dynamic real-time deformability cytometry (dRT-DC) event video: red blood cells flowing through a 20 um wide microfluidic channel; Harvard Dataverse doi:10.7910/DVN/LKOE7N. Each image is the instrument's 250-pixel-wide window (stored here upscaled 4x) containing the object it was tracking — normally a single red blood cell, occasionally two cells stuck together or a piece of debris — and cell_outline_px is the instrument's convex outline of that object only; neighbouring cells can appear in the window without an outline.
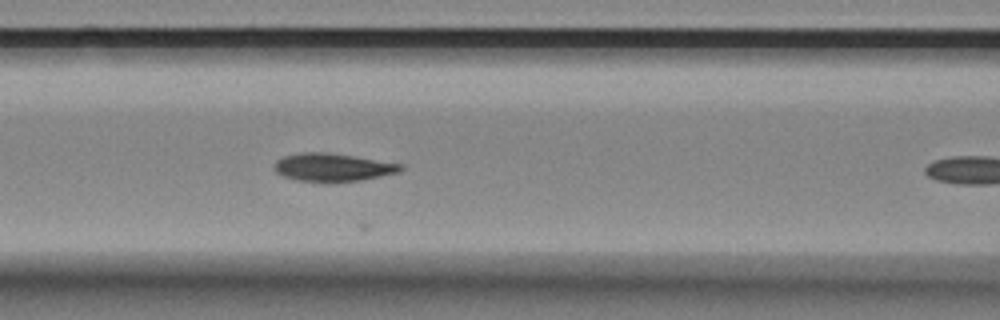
{"species": "Egyptian fruit bat (a non-hibernating species)", "species_latin": "Rousettus aegyptiacus", "temperature_condition": "room temperature", "stored_images_in_passage": 6, "segment_of_instrument_passage": [1, 2], "camera_frame_rate_fps": 3000, "um_per_image_px": 0.085, "animal": {"sex": "female"}, "frame": {"image": 1, "passage_image": 5, "time_ms": 5.333, "image_size_px": [1000, 320], "cell_outline_px": [[404, 168], [400, 172], [360, 180], [296, 180], [284, 176], [276, 172], [272, 168], [272, 164], [276, 160], [284, 156], [300, 152], [328, 152], [404, 164]], "centroid_in_image_um": [28.26, 14.19], "position_along_channel_um": 138.3, "area_um2": 20.29}}